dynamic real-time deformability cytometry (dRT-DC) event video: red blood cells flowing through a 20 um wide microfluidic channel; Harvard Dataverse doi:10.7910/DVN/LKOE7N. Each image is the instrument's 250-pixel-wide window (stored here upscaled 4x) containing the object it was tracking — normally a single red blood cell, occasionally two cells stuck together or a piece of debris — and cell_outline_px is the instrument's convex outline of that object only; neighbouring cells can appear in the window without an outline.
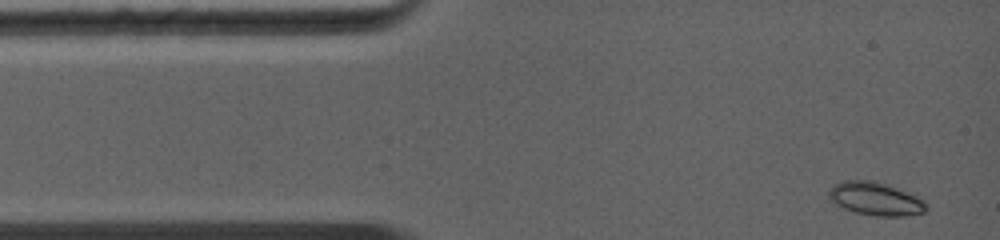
{"species": "common noctule bat (a hibernating species)", "species_latin": "Nyctalus noctula", "temperature_condition": "warm", "stored_images_in_passage": 4, "camera_frame_rate_fps": 5000, "um_per_image_px": 0.085, "animal": {"sex": "female", "body_mass_g": 19.0, "forearm_length_mm": 56.7}, "frame": {"image": 1, "passage_image": 1, "time_ms": 0.0, "image_size_px": [1000, 240], "cell_outline_px": [[928, 208], [924, 212], [904, 216], [876, 216], [852, 212], [832, 204], [828, 200], [828, 192], [832, 184], [844, 180], [868, 180], [884, 184], [916, 196], [924, 200]], "centroid_in_image_um": [74.33, 16.91], "position_along_channel_um": 10.7, "area_um2": 18.96}}